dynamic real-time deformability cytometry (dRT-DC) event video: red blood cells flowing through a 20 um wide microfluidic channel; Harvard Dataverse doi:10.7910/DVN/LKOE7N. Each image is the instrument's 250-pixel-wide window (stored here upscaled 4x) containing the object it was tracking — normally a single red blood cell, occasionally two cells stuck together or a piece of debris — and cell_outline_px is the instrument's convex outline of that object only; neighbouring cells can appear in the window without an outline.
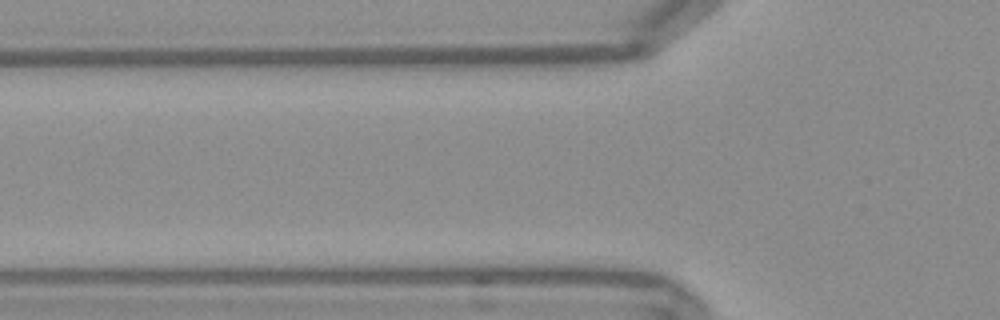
{"species": "Egyptian fruit bat (a non-hibernating species)", "species_latin": "Rousettus aegyptiacus", "temperature_condition": "warm", "stored_images_in_passage": 3, "camera_frame_rate_fps": 3000, "um_per_image_px": 0.085, "frame": {"image": 1, "passage_image": 2, "time_ms": 0.333, "image_size_px": [1000, 320], "cell_outline_px": [[656, 48], [640, 56], [568, 76], [428, 76], [432, 56], [648, 48]], "centroid_in_image_um": [45.03, 5.35], "position_along_channel_um": 80.8, "area_um2": 31.39}}